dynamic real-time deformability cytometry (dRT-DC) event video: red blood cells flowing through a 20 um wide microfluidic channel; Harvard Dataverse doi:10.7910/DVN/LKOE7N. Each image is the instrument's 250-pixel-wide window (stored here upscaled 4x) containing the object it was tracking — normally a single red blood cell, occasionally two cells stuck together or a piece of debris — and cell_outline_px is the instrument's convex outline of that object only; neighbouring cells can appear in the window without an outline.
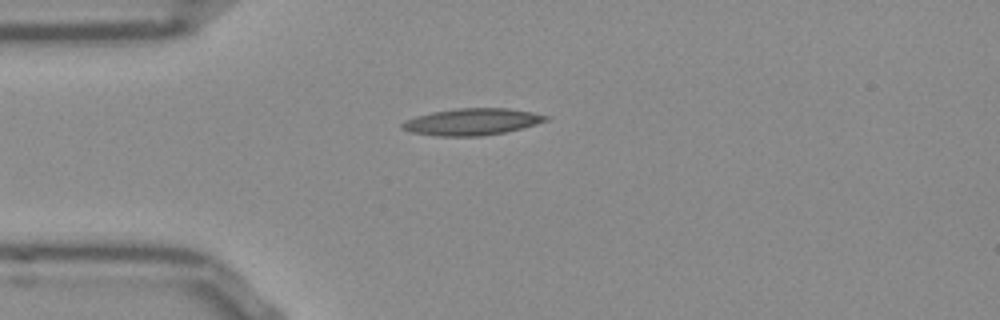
{"species": "Egyptian fruit bat (a non-hibernating species)", "species_latin": "Rousettus aegyptiacus", "temperature_condition": "room temperature", "stored_images_in_passage": 34, "camera_frame_rate_fps": 3000, "um_per_image_px": 0.085, "frame": {"image": 1, "passage_image": 1, "time_ms": 0.0, "image_size_px": [1000, 320], "cell_outline_px": [[548, 120], [536, 124], [504, 132], [480, 136], [436, 136], [412, 132], [400, 128], [400, 124], [404, 120], [416, 116], [432, 112], [456, 108], [508, 108], [532, 112], [548, 116]], "centroid_in_image_um": [40.07, 10.35], "position_along_channel_um": 44.9, "area_um2": 22.31}}
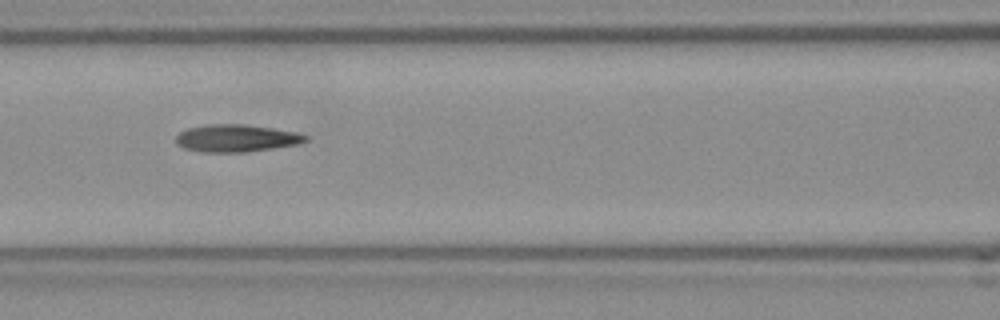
{"frame": {"image": 2, "passage_image": 10, "time_ms": 3.0, "image_size_px": [1000, 320], "cell_outline_px": [[308, 140], [296, 144], [272, 148], [244, 152], [200, 152], [184, 148], [176, 144], [176, 136], [180, 132], [188, 128], [208, 124], [244, 124], [272, 128], [296, 132], [308, 136]], "centroid_in_image_um": [20.05, 11.74], "position_along_channel_um": 146.5, "area_um2": 20.58}}
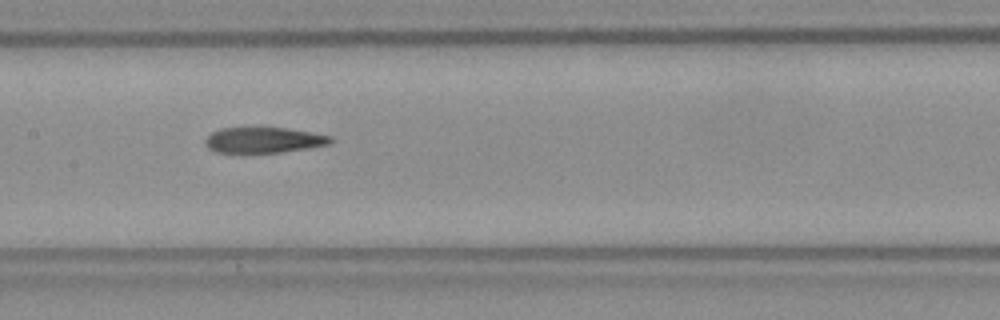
{"frame": {"image": 3, "passage_image": 13, "time_ms": 4.0, "image_size_px": [1000, 320], "cell_outline_px": [[332, 140], [328, 144], [308, 148], [280, 152], [216, 152], [208, 148], [204, 144], [204, 140], [212, 132], [220, 128], [288, 128], [312, 132], [332, 136]], "centroid_in_image_um": [22.4, 11.9], "position_along_channel_um": 185.0, "area_um2": 18.55}, "authors_computed_cell_mechanics": {"area_um2": 20.4901, "velocity_mm_per_s": 3.8476, "shape_relaxation_time_tau1_ms": null, "shape_relaxation_time_tau2_ms": 4.0882, "deformation_change_tau1": null, "deformation_change_tau2": 0.1531}}